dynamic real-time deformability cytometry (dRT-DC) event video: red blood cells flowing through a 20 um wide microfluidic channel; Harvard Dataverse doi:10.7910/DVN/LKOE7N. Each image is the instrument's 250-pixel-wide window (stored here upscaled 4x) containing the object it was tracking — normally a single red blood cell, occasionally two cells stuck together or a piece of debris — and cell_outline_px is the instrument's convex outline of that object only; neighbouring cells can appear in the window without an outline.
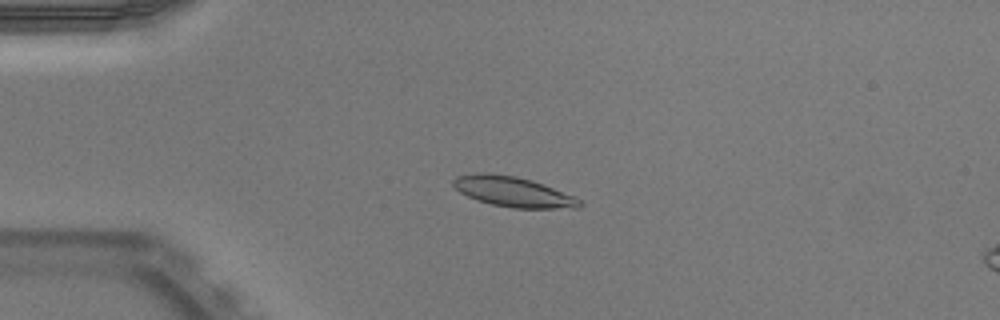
{"species": "Egyptian fruit bat (a non-hibernating species)", "species_latin": "Rousettus aegyptiacus", "temperature_condition": "warm", "stored_images_in_passage": 44, "camera_frame_rate_fps": 3000, "um_per_image_px": 0.085, "animal": {"sex": "male"}, "frame": {"image": 1, "passage_image": 5, "time_ms": 1.333, "image_size_px": [1000, 320], "cell_outline_px": [[584, 204], [580, 208], [512, 208], [492, 204], [476, 200], [460, 192], [452, 184], [452, 180], [456, 176], [480, 172], [488, 172], [516, 176], [532, 180], [544, 184], [576, 196]], "centroid_in_image_um": [43.64, 16.29], "position_along_channel_um": 41.4, "area_um2": 22.48}}
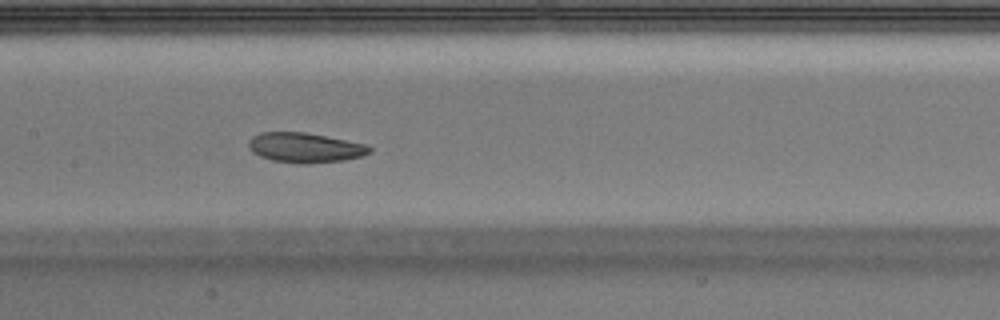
{"frame": {"image": 2, "passage_image": 18, "time_ms": 5.667, "image_size_px": [1000, 320], "cell_outline_px": [[372, 152], [364, 156], [344, 160], [308, 164], [304, 164], [272, 160], [260, 156], [252, 152], [248, 148], [248, 140], [252, 136], [260, 132], [304, 132], [364, 144], [372, 148]], "centroid_in_image_um": [25.9, 12.56], "position_along_channel_um": 181.5, "area_um2": 21.04}}
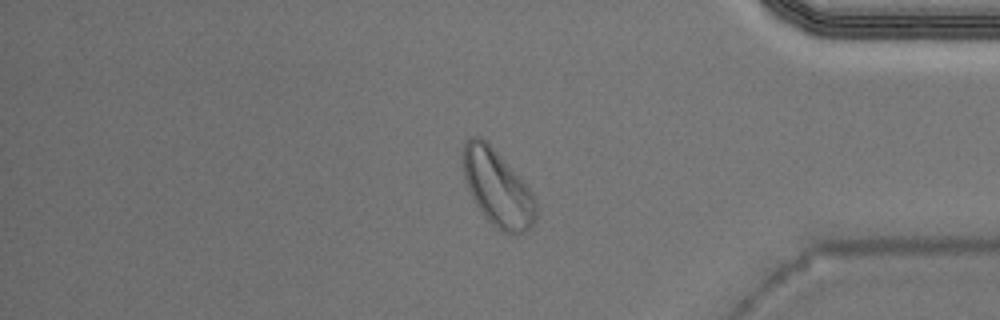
{"frame": {"image": 3, "passage_image": 36, "time_ms": 11.667, "image_size_px": [1000, 320], "cell_outline_px": [[536, 216], [532, 224], [524, 232], [516, 236], [504, 232], [496, 228], [484, 216], [476, 204], [464, 180], [464, 140], [468, 136], [480, 136], [496, 152], [532, 192], [536, 200]], "centroid_in_image_um": [42.28, 16.02], "position_along_channel_um": 392.9, "area_um2": 31.85}, "authors_computed_cell_mechanics": {"area_um2": 21.964, "velocity_mm_per_s": 3.8962, "shape_relaxation_time_tau1_ms": 7.9554, "shape_relaxation_time_tau2_ms": 4.1329, "deformation_change_tau1": 0.1799, "deformation_change_tau2": 0.0639}}